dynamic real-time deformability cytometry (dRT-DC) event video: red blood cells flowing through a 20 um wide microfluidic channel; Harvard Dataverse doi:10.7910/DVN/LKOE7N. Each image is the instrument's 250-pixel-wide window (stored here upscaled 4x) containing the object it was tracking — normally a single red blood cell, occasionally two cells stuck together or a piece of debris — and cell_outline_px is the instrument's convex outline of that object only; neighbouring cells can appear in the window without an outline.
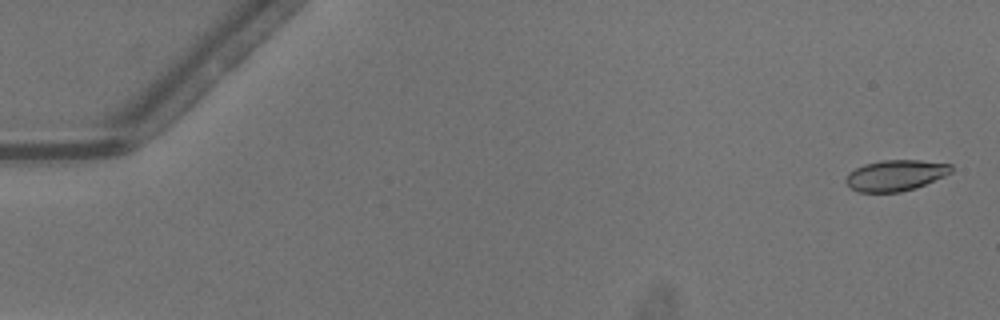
{"species": "common noctule bat (a hibernating species)", "species_latin": "Nyctalus noctula", "temperature_condition": "warm", "stored_images_in_passage": 9, "camera_frame_rate_fps": 3000, "um_per_image_px": 0.085, "animal": {"sex": "male", "body_mass_g": 13.3}, "frame": {"image": 1, "passage_image": 2, "time_ms": 0.333, "image_size_px": [1000, 320], "cell_outline_px": [[952, 172], [944, 176], [916, 188], [900, 192], [860, 192], [852, 188], [844, 180], [848, 172], [864, 164], [880, 160], [920, 160], [952, 164]], "centroid_in_image_um": [76.12, 14.9], "position_along_channel_um": 8.9, "area_um2": 19.02}}